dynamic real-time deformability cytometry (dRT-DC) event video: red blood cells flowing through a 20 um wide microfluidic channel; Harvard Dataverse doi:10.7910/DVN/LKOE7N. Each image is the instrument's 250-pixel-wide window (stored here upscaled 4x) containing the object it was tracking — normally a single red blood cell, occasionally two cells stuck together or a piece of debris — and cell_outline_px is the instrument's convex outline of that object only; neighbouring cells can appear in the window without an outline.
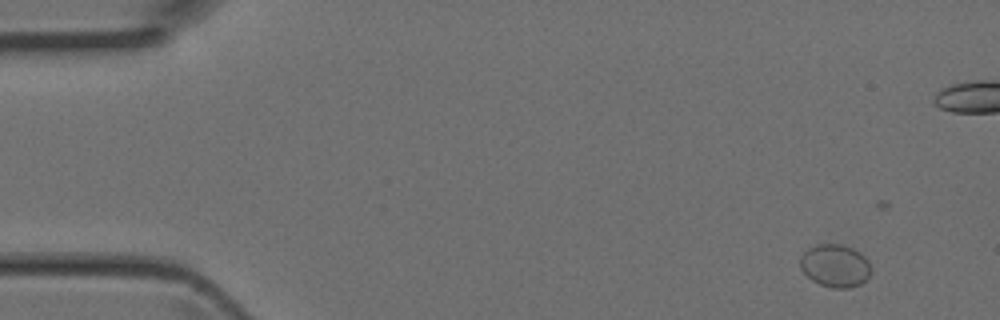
{"species": "Egyptian fruit bat (a non-hibernating species)", "species_latin": "Rousettus aegyptiacus", "temperature_condition": "room temperature", "stored_images_in_passage": 8, "camera_frame_rate_fps": 3000, "um_per_image_px": 0.085, "animal": {"sex": "female"}, "frame": {"image": 1, "passage_image": 1, "time_ms": 0.0, "image_size_px": [1000, 320], "cell_outline_px": [[868, 276], [860, 284], [848, 288], [832, 288], [820, 284], [812, 280], [800, 268], [800, 256], [808, 248], [820, 244], [840, 244], [852, 248], [860, 252], [868, 260]], "centroid_in_image_um": [70.95, 22.58], "position_along_channel_um": 14.1, "area_um2": 17.4}}
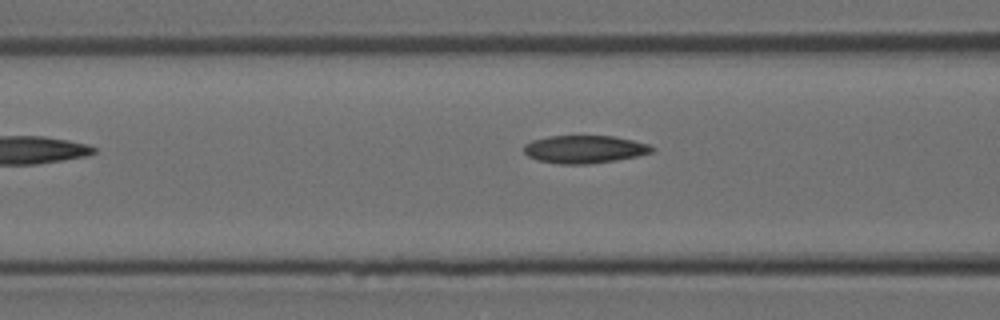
{"frame": {"image": 2, "passage_image": 8, "time_ms": 2.333, "image_size_px": [1000, 320], "cell_outline_px": [[656, 148], [652, 152], [636, 156], [616, 160], [588, 164], [556, 164], [540, 160], [528, 156], [524, 152], [524, 144], [532, 140], [548, 136], [612, 136], [632, 140], [648, 144]], "centroid_in_image_um": [49.67, 12.69], "position_along_channel_um": 116.9, "area_um2": 20.69}}